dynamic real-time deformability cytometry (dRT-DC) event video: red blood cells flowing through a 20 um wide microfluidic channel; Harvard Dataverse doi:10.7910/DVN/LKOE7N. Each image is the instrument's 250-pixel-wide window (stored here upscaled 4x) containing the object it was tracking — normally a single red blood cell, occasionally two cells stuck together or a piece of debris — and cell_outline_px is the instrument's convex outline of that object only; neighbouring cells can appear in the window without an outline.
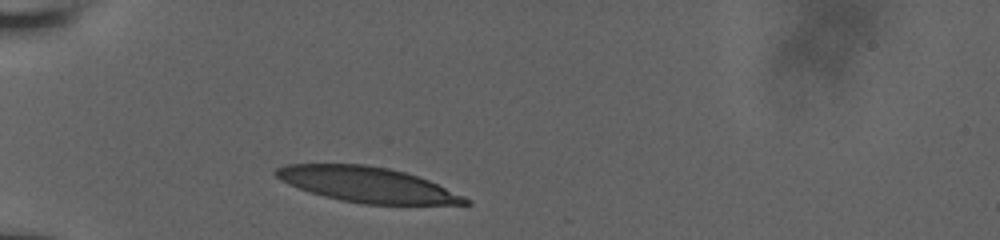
{"species": "human", "species_latin": "Homo sapiens", "temperature_condition": "room temperature", "stored_images_in_passage": 3, "camera_frame_rate_fps": 3000, "um_per_image_px": 0.085, "donor": {"sex": "male"}, "frame": {"image": 1, "passage_image": 1, "time_ms": 0.0, "image_size_px": [1000, 240], "cell_outline_px": [[472, 204], [364, 204], [340, 200], [324, 196], [288, 184], [280, 180], [272, 172], [276, 168], [284, 164], [364, 164], [388, 168], [404, 172], [428, 180], [464, 196], [472, 200]], "centroid_in_image_um": [31.19, 15.68], "position_along_channel_um": 53.8, "area_um2": 38.61}}
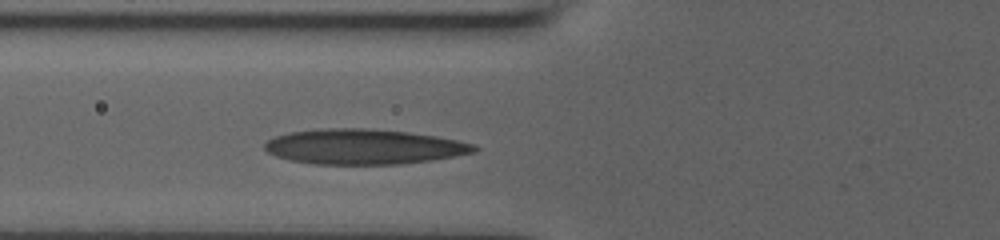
{"frame": {"image": 2, "passage_image": 3, "time_ms": 1.667, "image_size_px": [1000, 240], "cell_outline_px": [[480, 148], [476, 152], [432, 160], [400, 164], [316, 164], [288, 160], [276, 156], [268, 152], [264, 148], [264, 144], [268, 140], [276, 136], [292, 132], [320, 128], [364, 128], [408, 132], [436, 136], [476, 144]], "centroid_in_image_um": [30.94, 12.47], "position_along_channel_um": 94.9, "area_um2": 42.95}}